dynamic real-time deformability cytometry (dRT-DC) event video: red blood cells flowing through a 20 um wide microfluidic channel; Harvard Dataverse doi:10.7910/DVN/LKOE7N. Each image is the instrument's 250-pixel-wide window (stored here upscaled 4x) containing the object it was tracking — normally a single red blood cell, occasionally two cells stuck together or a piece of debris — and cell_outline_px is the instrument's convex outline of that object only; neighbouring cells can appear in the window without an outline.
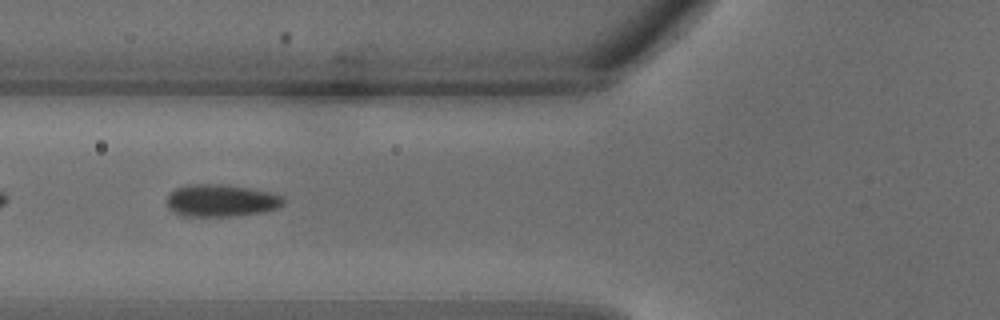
{"species": "common noctule bat (a hibernating species)", "species_latin": "Nyctalus noctula", "temperature_condition": "warm", "stored_images_in_passage": 33, "camera_frame_rate_fps": 3000, "um_per_image_px": 0.085, "animal": {"sex": "male", "body_mass_g": 18.8}, "frame": {"image": 1, "passage_image": 13, "time_ms": 4.0, "image_size_px": [1000, 320], "cell_outline_px": [[284, 204], [276, 208], [260, 212], [232, 216], [184, 216], [172, 212], [168, 208], [168, 196], [176, 188], [188, 184], [220, 184], [248, 188], [268, 192], [280, 196], [284, 200]], "centroid_in_image_um": [18.75, 17.05], "position_along_channel_um": 107.1, "area_um2": 21.62}}
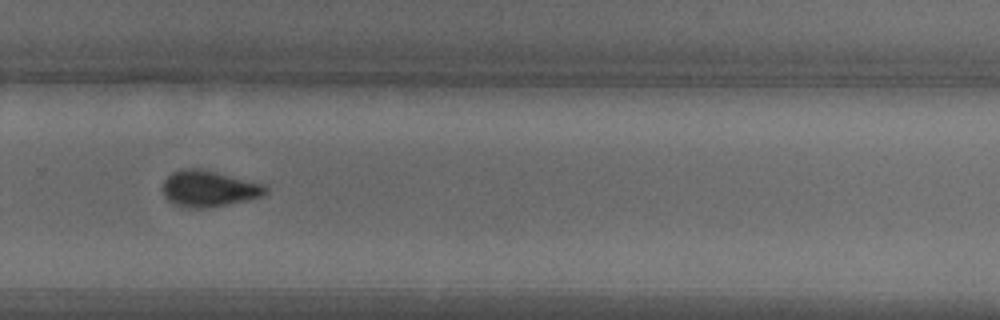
{"frame": {"image": 2, "passage_image": 23, "time_ms": 7.333, "image_size_px": [1000, 320], "cell_outline_px": [[268, 192], [260, 196], [248, 200], [208, 208], [180, 208], [172, 204], [164, 196], [160, 188], [164, 180], [172, 172], [180, 168], [200, 168], [268, 184]], "centroid_in_image_um": [17.73, 16.03], "position_along_channel_um": 312.1, "area_um2": 22.37}}
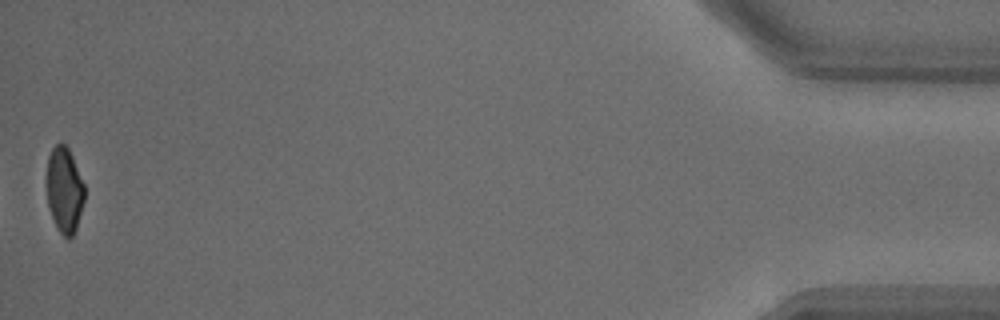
{"frame": {"image": 3, "passage_image": 33, "time_ms": 10.667, "image_size_px": [1000, 320], "cell_outline_px": [[84, 200], [76, 228], [72, 236], [68, 240], [56, 228], [48, 204], [48, 156], [52, 148], [56, 144], [64, 144], [68, 148], [72, 156], [84, 184]], "centroid_in_image_um": [5.49, 16.17], "position_along_channel_um": 429.7, "area_um2": 18.44}}